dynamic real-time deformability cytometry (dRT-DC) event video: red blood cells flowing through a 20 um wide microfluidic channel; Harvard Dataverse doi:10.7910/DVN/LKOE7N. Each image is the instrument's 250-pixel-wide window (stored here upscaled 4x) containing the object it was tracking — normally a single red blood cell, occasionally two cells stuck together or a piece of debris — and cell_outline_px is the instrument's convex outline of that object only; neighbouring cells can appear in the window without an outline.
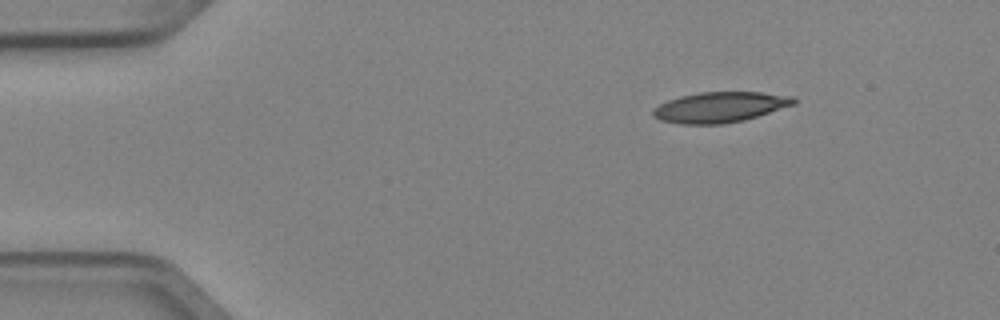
{"species": "Egyptian fruit bat (a non-hibernating species)", "species_latin": "Rousettus aegyptiacus", "temperature_condition": "cold", "stored_images_in_passage": 5, "segment_of_instrument_passage": [2, 2], "camera_frame_rate_fps": 3000, "um_per_image_px": 0.085, "animal": {"sex": "female"}, "frame": {"image": 1, "passage_image": 5, "time_ms": 1.333, "image_size_px": [1000, 320], "cell_outline_px": [[796, 104], [744, 120], [724, 124], [680, 124], [660, 120], [652, 116], [652, 108], [668, 100], [680, 96], [700, 92], [760, 92], [792, 96], [796, 100]], "centroid_in_image_um": [61.17, 9.11], "position_along_channel_um": 23.8, "area_um2": 25.03}}